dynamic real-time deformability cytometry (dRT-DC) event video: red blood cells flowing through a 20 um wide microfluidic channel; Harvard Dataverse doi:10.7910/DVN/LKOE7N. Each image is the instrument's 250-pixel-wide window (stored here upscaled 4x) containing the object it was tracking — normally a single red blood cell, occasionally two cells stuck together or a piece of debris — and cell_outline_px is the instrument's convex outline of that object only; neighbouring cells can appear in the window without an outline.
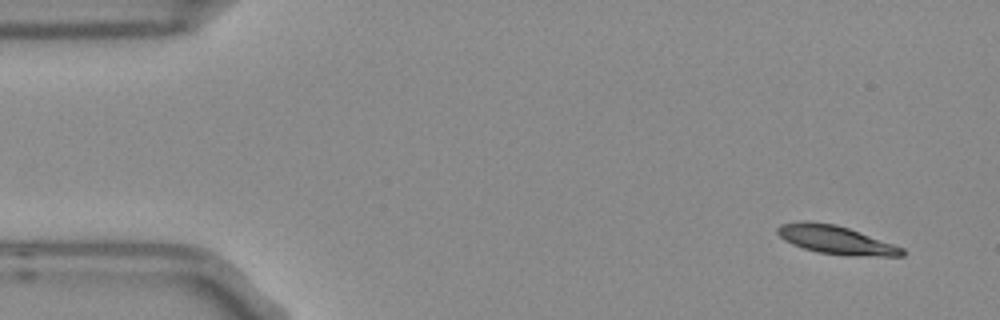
{"species": "Egyptian fruit bat (a non-hibernating species)", "species_latin": "Rousettus aegyptiacus", "temperature_condition": "room temperature", "stored_images_in_passage": 4, "camera_frame_rate_fps": 3000, "um_per_image_px": 0.085, "frame": {"image": 1, "passage_image": 1, "time_ms": 0.0, "image_size_px": [1000, 320], "cell_outline_px": [[904, 256], [852, 256], [820, 252], [804, 248], [792, 244], [784, 240], [776, 232], [776, 228], [780, 224], [804, 220], [808, 220], [836, 224], [848, 228], [904, 248]], "centroid_in_image_um": [71.01, 20.37], "position_along_channel_um": 14.0, "area_um2": 20.58}}
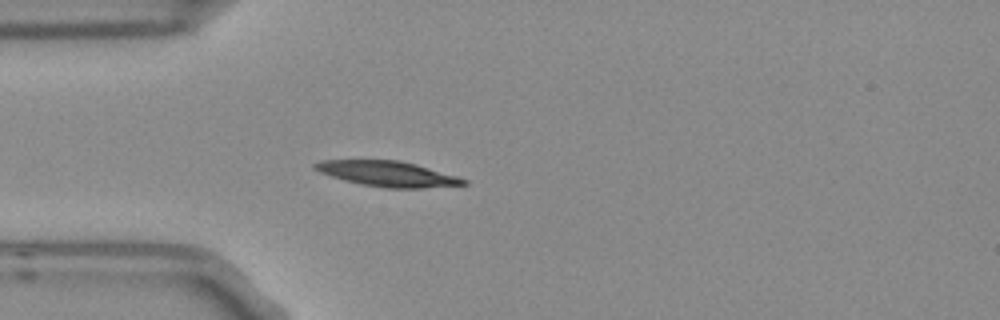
{"frame": {"image": 2, "passage_image": 4, "time_ms": 1.0, "image_size_px": [1000, 320], "cell_outline_px": [[468, 184], [420, 188], [384, 188], [360, 184], [344, 180], [320, 172], [312, 168], [312, 164], [320, 160], [400, 160], [416, 164], [456, 176], [468, 180]], "centroid_in_image_um": [32.91, 14.77], "position_along_channel_um": 52.1, "area_um2": 21.91}}